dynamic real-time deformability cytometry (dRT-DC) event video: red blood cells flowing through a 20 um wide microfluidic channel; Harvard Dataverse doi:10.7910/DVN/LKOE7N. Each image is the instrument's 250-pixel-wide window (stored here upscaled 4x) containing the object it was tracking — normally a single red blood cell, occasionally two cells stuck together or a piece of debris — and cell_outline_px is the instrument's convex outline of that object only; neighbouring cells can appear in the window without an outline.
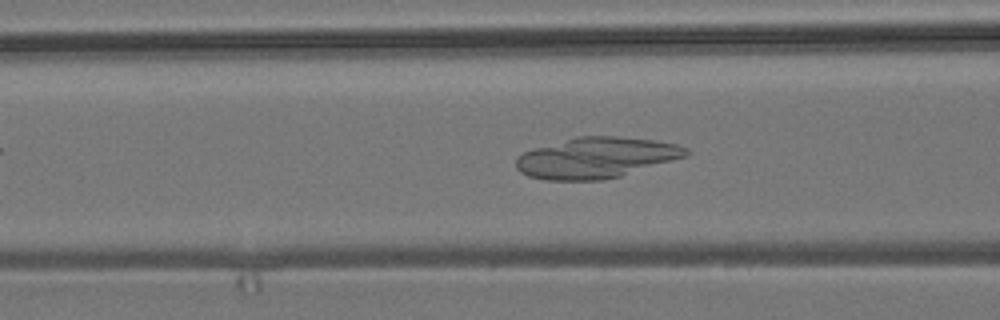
{"species": "common noctule bat (a hibernating species)", "species_latin": "Nyctalus noctula", "temperature_condition": "room temperature", "stored_images_in_passage": 55, "camera_frame_rate_fps": 3000, "um_per_image_px": 0.085, "animal": {"sex": "male", "body_mass_g": 19.2, "forearm_length_mm": 51.8}, "frame": {"image": 1, "passage_image": 21, "time_ms": 6.667, "image_size_px": [1000, 320], "cell_outline_px": [[692, 152], [688, 156], [620, 176], [600, 180], [544, 180], [528, 176], [520, 172], [516, 168], [516, 156], [524, 152], [536, 148], [576, 136], [616, 136], [656, 140], [676, 144], [688, 148]], "centroid_in_image_um": [50.7, 13.4], "position_along_channel_um": 115.9, "area_um2": 40.46}}
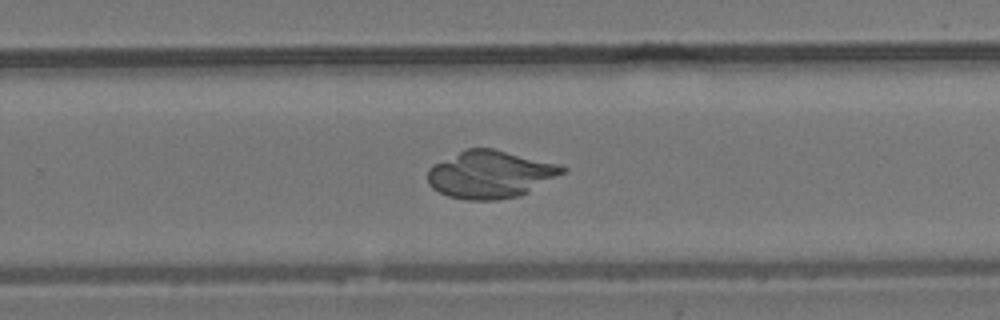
{"frame": {"image": 2, "passage_image": 35, "time_ms": 11.333, "image_size_px": [1000, 320], "cell_outline_px": [[568, 168], [564, 172], [528, 192], [520, 196], [496, 200], [464, 200], [448, 196], [432, 188], [428, 184], [428, 168], [432, 164], [464, 148], [492, 148], [556, 164]], "centroid_in_image_um": [41.6, 14.82], "position_along_channel_um": 288.2, "area_um2": 37.17}}
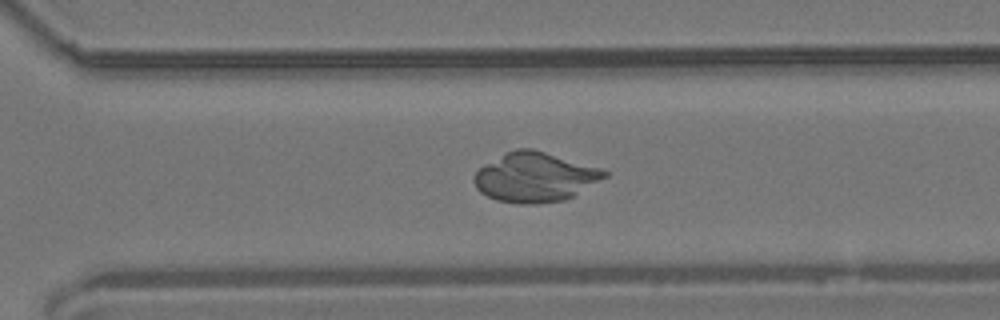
{"frame": {"image": 3, "passage_image": 38, "time_ms": 12.333, "image_size_px": [1000, 320], "cell_outline_px": [[608, 176], [572, 196], [564, 200], [536, 204], [520, 204], [496, 200], [480, 192], [476, 188], [472, 180], [472, 176], [484, 164], [516, 148], [532, 148], [600, 168], [608, 172]], "centroid_in_image_um": [45.44, 15.07], "position_along_channel_um": 325.2, "area_um2": 37.4}}